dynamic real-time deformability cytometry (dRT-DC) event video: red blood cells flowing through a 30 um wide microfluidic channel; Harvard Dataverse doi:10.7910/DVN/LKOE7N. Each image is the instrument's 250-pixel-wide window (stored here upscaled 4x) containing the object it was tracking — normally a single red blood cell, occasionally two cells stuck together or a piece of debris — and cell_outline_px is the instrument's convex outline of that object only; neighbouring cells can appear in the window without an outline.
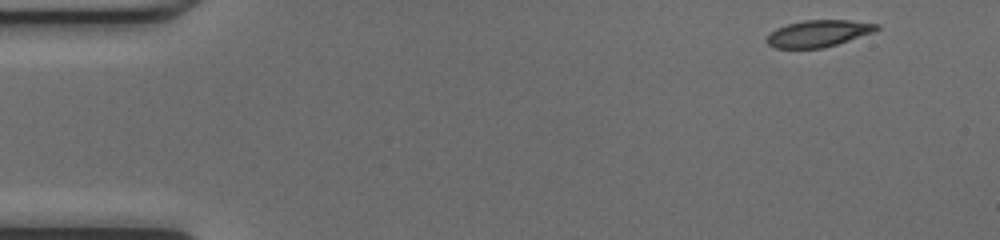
{"species": "common noctule bat (a hibernating species)", "species_latin": "Nyctalus noctula", "temperature_condition": "cold", "stored_images_in_passage": 45, "camera_frame_rate_fps": 3000, "um_per_image_px": 0.085, "animal": {"sex": "female", "body_mass_g": 17.0, "forearm_length_mm": 48.0}, "frame": {"image": 1, "passage_image": 1, "time_ms": 0.0, "image_size_px": [1000, 240], "cell_outline_px": [[880, 28], [872, 32], [824, 48], [776, 48], [768, 44], [764, 40], [776, 28], [788, 24], [804, 20], [848, 20], [880, 24]], "centroid_in_image_um": [69.54, 2.84], "position_along_channel_um": 15.5, "area_um2": 16.94}}
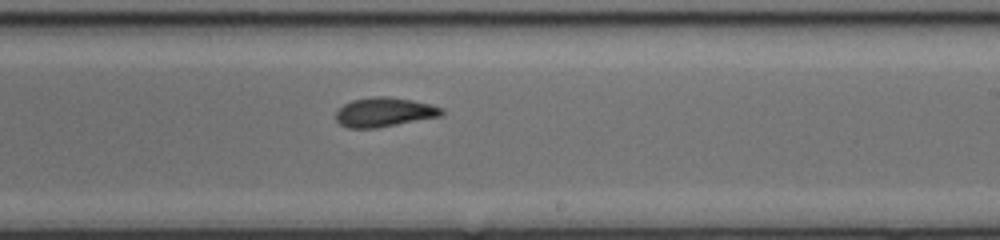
{"frame": {"image": 2, "passage_image": 26, "time_ms": 8.333, "image_size_px": [1000, 240], "cell_outline_px": [[444, 112], [440, 116], [376, 128], [348, 128], [340, 124], [336, 120], [336, 112], [344, 104], [352, 100], [376, 96], [388, 96], [412, 100], [432, 104], [444, 108]], "centroid_in_image_um": [32.67, 9.53], "position_along_channel_um": 256.3, "area_um2": 18.03}}
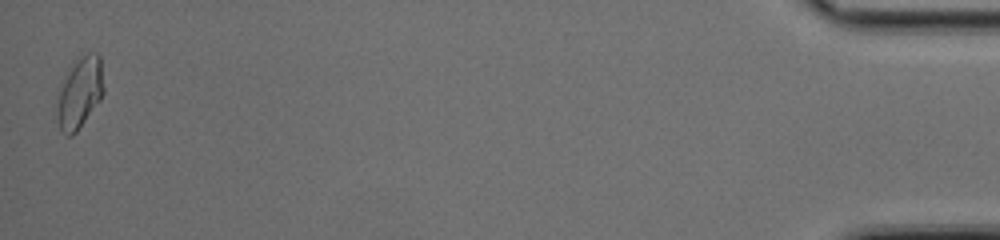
{"frame": {"image": 3, "passage_image": 45, "time_ms": 14.667, "image_size_px": [1000, 240], "cell_outline_px": [[104, 92], [100, 100], [76, 132], [72, 136], [68, 136], [60, 128], [52, 104], [56, 96], [72, 68], [88, 52], [96, 52], [100, 56], [104, 88]], "centroid_in_image_um": [6.75, 7.96], "position_along_channel_um": 428.4, "area_um2": 19.07}, "authors_computed_cell_mechanics": {"area_um2": 18.0336, "velocity_mm_per_s": 4.2596, "shape_relaxation_time_tau1_ms": 5.7514, "shape_relaxation_time_tau2_ms": 1.8646, "deformation_change_tau1": 0.1347, "deformation_change_tau2": 0.0557}}